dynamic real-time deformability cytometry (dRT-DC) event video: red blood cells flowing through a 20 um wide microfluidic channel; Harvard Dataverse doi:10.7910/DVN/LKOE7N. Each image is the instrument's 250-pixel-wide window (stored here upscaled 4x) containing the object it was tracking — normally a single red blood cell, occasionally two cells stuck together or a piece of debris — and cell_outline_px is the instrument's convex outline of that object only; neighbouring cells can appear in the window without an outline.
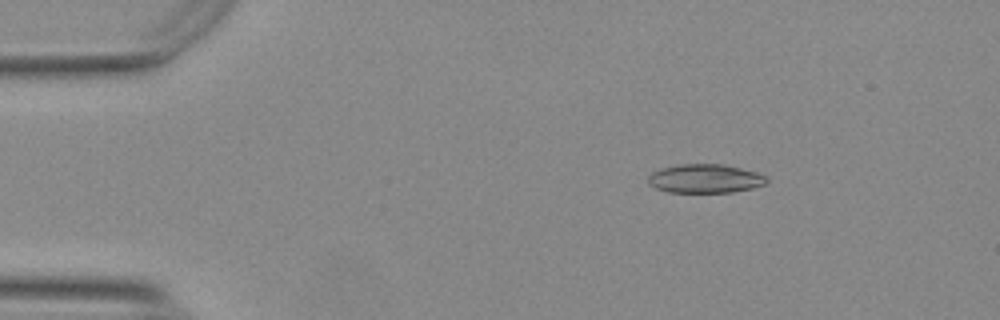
{"species": "Egyptian fruit bat (a non-hibernating species)", "species_latin": "Rousettus aegyptiacus", "temperature_condition": "warm", "stored_images_in_passage": 52, "camera_frame_rate_fps": 3000, "um_per_image_px": 0.085, "animal": {"sex": "female"}, "frame": {"image": 1, "passage_image": 6, "time_ms": 1.667, "image_size_px": [1000, 320], "cell_outline_px": [[768, 180], [764, 184], [752, 188], [732, 192], [668, 192], [656, 188], [648, 184], [648, 176], [652, 172], [660, 168], [680, 164], [724, 164], [756, 172], [768, 176]], "centroid_in_image_um": [59.92, 15.17], "position_along_channel_um": 25.1, "area_um2": 19.94}}
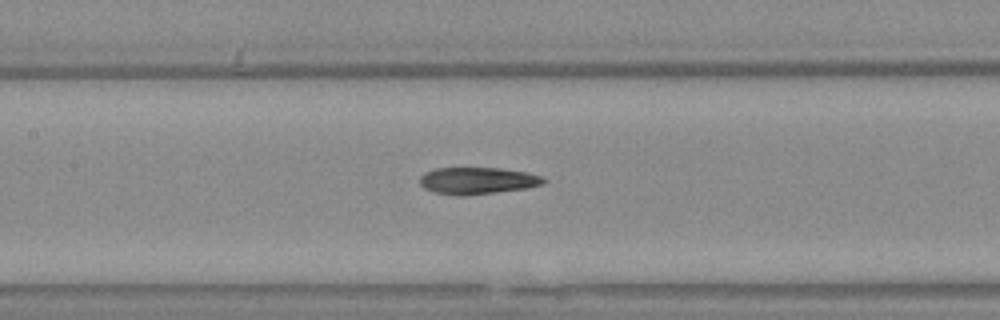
{"frame": {"image": 2, "passage_image": 23, "time_ms": 7.333, "image_size_px": [1000, 320], "cell_outline_px": [[548, 180], [544, 184], [528, 188], [464, 196], [456, 196], [432, 192], [424, 188], [420, 184], [420, 176], [424, 172], [436, 168], [500, 168], [528, 172], [540, 176]], "centroid_in_image_um": [40.58, 15.36], "position_along_channel_um": 166.8, "area_um2": 19.65}}
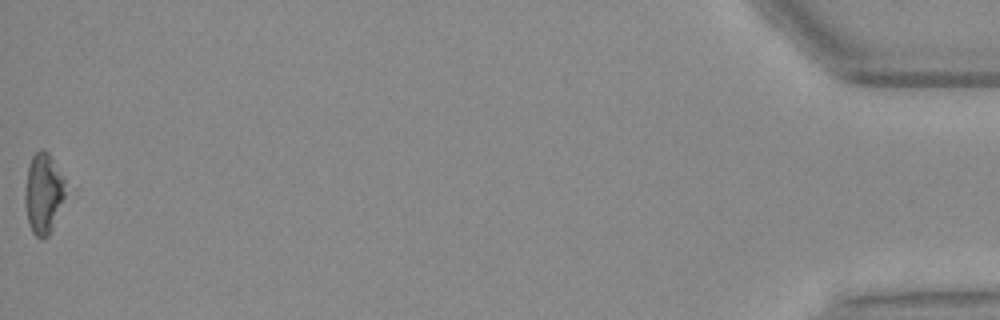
{"frame": {"image": 3, "passage_image": 52, "time_ms": 17.0, "image_size_px": [1000, 320], "cell_outline_px": [[64, 196], [52, 228], [48, 236], [44, 240], [36, 236], [32, 232], [28, 224], [24, 200], [24, 192], [28, 164], [32, 156], [40, 148], [44, 148], [48, 152], [64, 180]], "centroid_in_image_um": [3.64, 16.43], "position_along_channel_um": 431.6, "area_um2": 18.84}, "authors_computed_cell_mechanics": {"area_um2": 20.2878, "velocity_mm_per_s": 3.7656, "shape_relaxation_time_tau1_ms": 7.3176, "shape_relaxation_time_tau2_ms": 4.3674, "deformation_change_tau1": 0.1993, "deformation_change_tau2": 0.136}}